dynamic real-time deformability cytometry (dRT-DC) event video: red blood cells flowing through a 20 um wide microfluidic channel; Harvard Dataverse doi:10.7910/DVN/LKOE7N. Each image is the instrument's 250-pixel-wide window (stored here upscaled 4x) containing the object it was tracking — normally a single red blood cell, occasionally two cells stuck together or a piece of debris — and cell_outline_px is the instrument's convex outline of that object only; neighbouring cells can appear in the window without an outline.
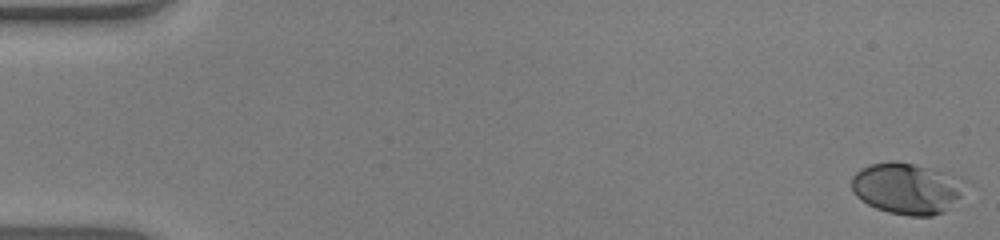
{"species": "human", "species_latin": "Homo sapiens", "temperature_condition": "warm", "stored_images_in_passage": 53, "camera_frame_rate_fps": 3000, "um_per_image_px": 0.085, "donor": {"sex": "male"}, "frame": {"image": 1, "passage_image": 1, "time_ms": 0.0, "image_size_px": [1000, 240], "cell_outline_px": [[960, 196], [944, 212], [932, 216], [908, 216], [888, 212], [876, 208], [860, 200], [852, 192], [852, 176], [860, 168], [868, 164], [892, 160], [896, 160], [928, 168], [940, 172], [960, 188]], "centroid_in_image_um": [76.88, 16.04], "position_along_channel_um": 8.1, "area_um2": 32.71}}
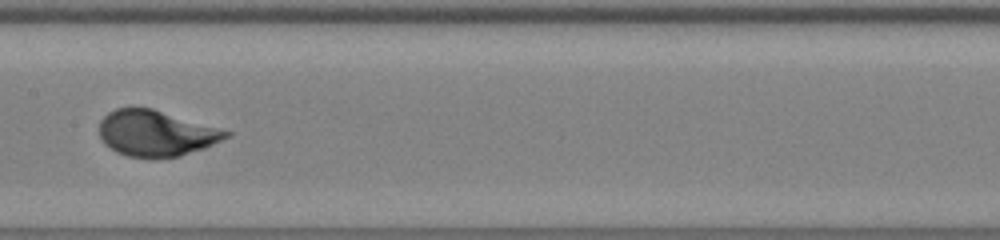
{"frame": {"image": 2, "passage_image": 28, "time_ms": 9.0, "image_size_px": [1000, 240], "cell_outline_px": [[232, 136], [204, 148], [180, 156], [152, 160], [128, 156], [116, 152], [104, 144], [100, 136], [100, 120], [108, 112], [116, 108], [132, 104], [152, 108], [220, 128], [232, 132]], "centroid_in_image_um": [13.24, 11.32], "position_along_channel_um": 194.2, "area_um2": 34.8}}
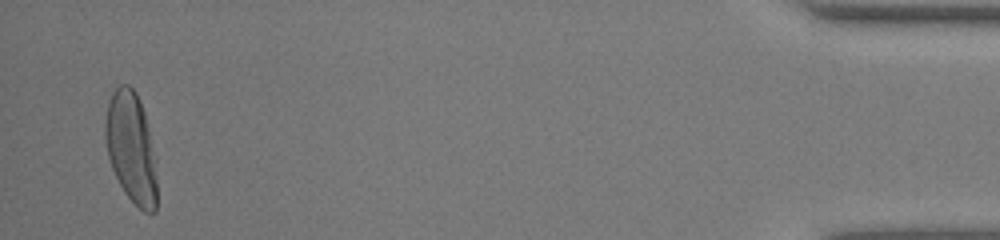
{"frame": {"image": 3, "passage_image": 52, "time_ms": 17.0, "image_size_px": [1000, 240], "cell_outline_px": [[156, 212], [144, 212], [124, 192], [112, 168], [108, 156], [104, 136], [104, 120], [108, 104], [112, 92], [120, 84], [128, 84], [136, 92], [144, 112], [156, 160]], "centroid_in_image_um": [11.14, 12.53], "position_along_channel_um": 424.1, "area_um2": 33.29}}